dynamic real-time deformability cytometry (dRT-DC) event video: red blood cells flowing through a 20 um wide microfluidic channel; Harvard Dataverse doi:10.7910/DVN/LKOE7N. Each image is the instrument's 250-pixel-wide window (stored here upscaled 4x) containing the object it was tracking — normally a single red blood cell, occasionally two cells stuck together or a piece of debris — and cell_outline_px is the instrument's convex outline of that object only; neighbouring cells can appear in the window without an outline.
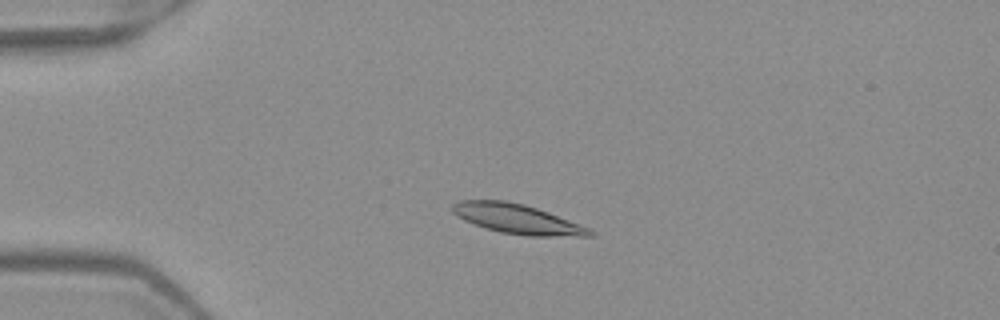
{"species": "Egyptian fruit bat (a non-hibernating species)", "species_latin": "Rousettus aegyptiacus", "temperature_condition": "warm", "stored_images_in_passage": 6, "camera_frame_rate_fps": 3000, "um_per_image_px": 0.085, "frame": {"image": 1, "passage_image": 4, "time_ms": 1.0, "image_size_px": [1000, 320], "cell_outline_px": [[596, 236], [528, 236], [500, 232], [464, 220], [456, 216], [452, 212], [452, 204], [460, 200], [504, 200], [524, 204], [548, 212], [592, 228], [596, 232]], "centroid_in_image_um": [44.02, 18.61], "position_along_channel_um": 41.0, "area_um2": 23.76}}
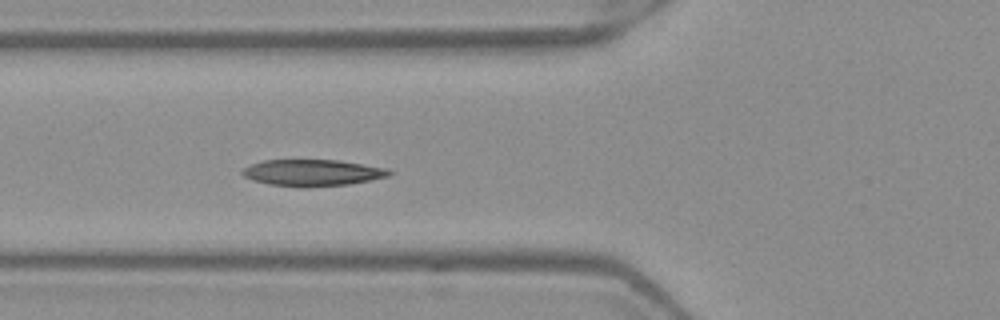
{"frame": {"image": 2, "passage_image": 6, "time_ms": 1.667, "image_size_px": [1000, 320], "cell_outline_px": [[392, 172], [388, 176], [348, 184], [304, 188], [268, 184], [252, 180], [244, 176], [240, 172], [244, 168], [252, 164], [264, 160], [340, 160], [388, 168]], "centroid_in_image_um": [26.54, 14.68], "position_along_channel_um": 99.3, "area_um2": 22.72}}